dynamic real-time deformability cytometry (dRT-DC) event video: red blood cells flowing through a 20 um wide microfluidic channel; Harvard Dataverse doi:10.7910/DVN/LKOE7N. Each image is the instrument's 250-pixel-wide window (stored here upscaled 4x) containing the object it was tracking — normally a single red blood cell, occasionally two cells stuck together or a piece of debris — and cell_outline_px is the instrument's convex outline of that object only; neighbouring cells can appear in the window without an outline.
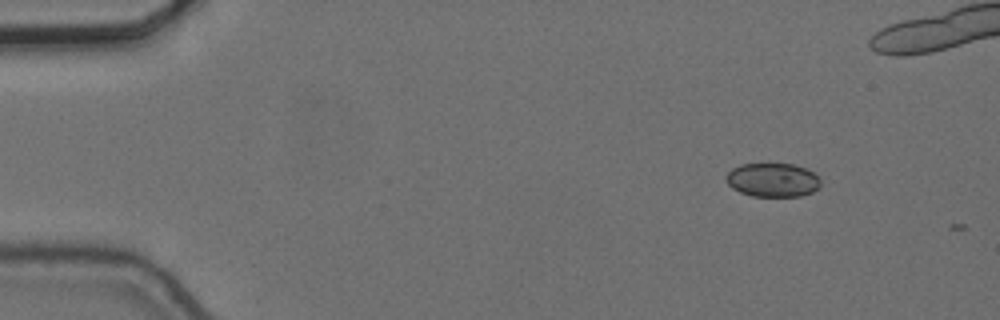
{"species": "common noctule bat (a hibernating species)", "species_latin": "Nyctalus noctula", "temperature_condition": "cold", "stored_images_in_passage": 2, "camera_frame_rate_fps": 3000, "um_per_image_px": 0.085, "animal": {"sex": "female", "body_mass_g": 24.6, "forearm_length_mm": 56.2}, "frame": {"image": 1, "passage_image": 1, "time_ms": 0.0, "image_size_px": [1000, 320], "cell_outline_px": [[820, 184], [812, 192], [800, 196], [752, 196], [740, 192], [732, 188], [728, 184], [724, 176], [732, 168], [740, 164], [768, 160], [792, 164], [804, 168], [812, 172], [820, 180]], "centroid_in_image_um": [65.61, 15.24], "position_along_channel_um": 19.4, "area_um2": 19.25}}